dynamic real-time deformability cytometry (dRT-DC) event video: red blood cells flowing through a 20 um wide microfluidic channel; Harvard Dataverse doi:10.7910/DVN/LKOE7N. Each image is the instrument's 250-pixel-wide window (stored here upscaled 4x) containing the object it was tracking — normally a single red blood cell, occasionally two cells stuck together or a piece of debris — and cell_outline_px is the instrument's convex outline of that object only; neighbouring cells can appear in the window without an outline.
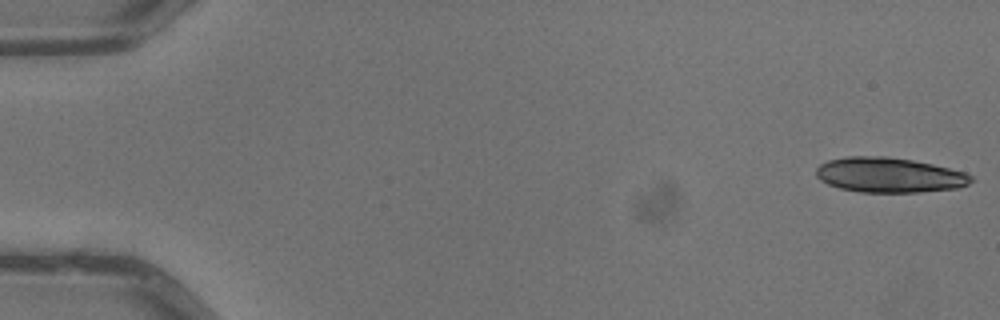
{"species": "common noctule bat (a hibernating species)", "species_latin": "Nyctalus noctula", "temperature_condition": "warm", "stored_images_in_passage": 5, "camera_frame_rate_fps": 3000, "um_per_image_px": 0.085, "animal": {"sex": "male", "body_mass_g": 13.3}, "frame": {"image": 1, "passage_image": 1, "time_ms": 0.0, "image_size_px": [1000, 320], "cell_outline_px": [[972, 180], [968, 184], [960, 188], [920, 192], [860, 192], [840, 188], [828, 184], [820, 180], [816, 176], [816, 168], [820, 164], [828, 160], [848, 156], [888, 156], [912, 160], [932, 164], [964, 172], [972, 176]], "centroid_in_image_um": [75.57, 14.87], "position_along_channel_um": 9.4, "area_um2": 31.62}}